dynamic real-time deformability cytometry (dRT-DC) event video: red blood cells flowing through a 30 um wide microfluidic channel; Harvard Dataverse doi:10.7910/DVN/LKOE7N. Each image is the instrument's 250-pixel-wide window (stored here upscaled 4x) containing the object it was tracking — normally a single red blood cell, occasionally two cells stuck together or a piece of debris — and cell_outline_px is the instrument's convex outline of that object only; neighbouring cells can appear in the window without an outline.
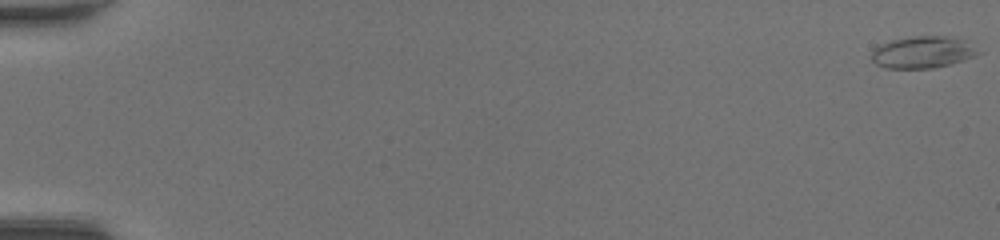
{"species": "common noctule bat (a hibernating species)", "species_latin": "Nyctalus noctula", "temperature_condition": "room temperature", "stored_images_in_passage": 49, "camera_frame_rate_fps": 3000, "um_per_image_px": 0.085, "animal": {"sex": "female", "body_mass_g": 20.0, "forearm_length_mm": 54.0}, "frame": {"image": 1, "passage_image": 1, "time_ms": 0.0, "image_size_px": [1000, 240], "cell_outline_px": [[984, 52], [976, 56], [964, 60], [932, 68], [884, 68], [876, 64], [872, 60], [872, 52], [880, 44], [888, 40], [912, 36], [948, 36], [964, 40]], "centroid_in_image_um": [78.45, 4.43], "position_along_channel_um": 6.6, "area_um2": 19.94}}
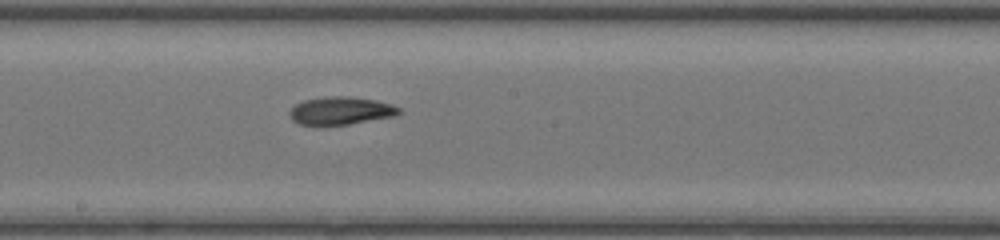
{"frame": {"image": 2, "passage_image": 29, "time_ms": 9.333, "image_size_px": [1000, 240], "cell_outline_px": [[404, 112], [396, 116], [348, 124], [300, 124], [292, 120], [288, 116], [288, 112], [296, 104], [304, 100], [324, 96], [348, 96], [376, 100], [392, 104], [400, 108]], "centroid_in_image_um": [29.0, 9.39], "position_along_channel_um": 219.2, "area_um2": 17.8}}
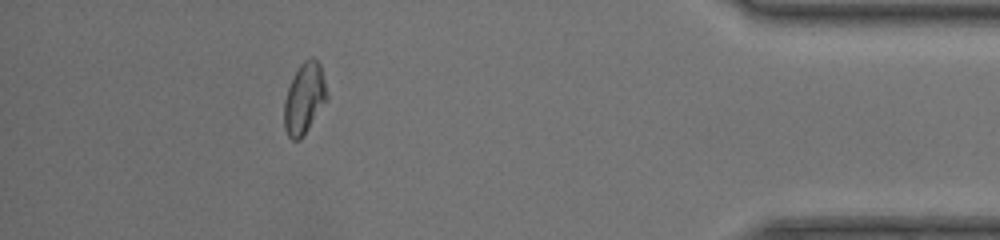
{"frame": {"image": 3, "passage_image": 45, "time_ms": 14.667, "image_size_px": [1000, 240], "cell_outline_px": [[328, 100], [300, 140], [292, 140], [288, 136], [284, 128], [284, 100], [288, 88], [300, 64], [304, 60], [312, 56], [320, 64], [328, 96]], "centroid_in_image_um": [25.87, 8.38], "position_along_channel_um": 409.3, "area_um2": 17.63}, "authors_computed_cell_mechanics": {"area_um2": 18.0336, "velocity_mm_per_s": 4.3873, "shape_relaxation_time_tau1_ms": 8.2522, "shape_relaxation_time_tau2_ms": 2.8655, "deformation_change_tau1": 0.2361, "deformation_change_tau2": 0.0928}}